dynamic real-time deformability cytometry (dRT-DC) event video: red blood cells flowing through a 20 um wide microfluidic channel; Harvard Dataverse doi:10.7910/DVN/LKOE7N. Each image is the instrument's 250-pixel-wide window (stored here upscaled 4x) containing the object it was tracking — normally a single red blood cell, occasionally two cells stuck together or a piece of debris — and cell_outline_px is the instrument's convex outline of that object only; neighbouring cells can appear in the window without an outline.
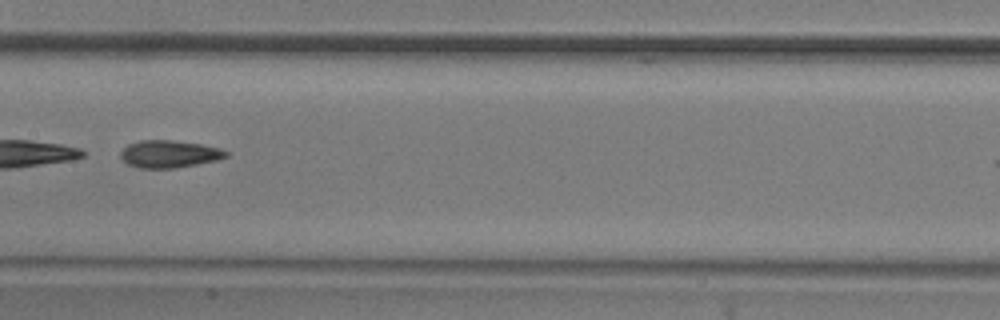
{"species": "common noctule bat (a hibernating species)", "species_latin": "Nyctalus noctula", "temperature_condition": "room temperature", "stored_images_in_passage": 13, "camera_frame_rate_fps": 3000, "um_per_image_px": 0.085, "animal": {"sex": "male", "body_mass_g": 20.5, "forearm_length_mm": 52.5}, "frame": {"image": 1, "passage_image": 7, "time_ms": 2.0, "image_size_px": [1000, 320], "cell_outline_px": [[228, 156], [216, 160], [196, 164], [172, 168], [140, 168], [128, 164], [120, 156], [120, 152], [128, 144], [140, 140], [172, 140], [200, 144], [220, 148], [228, 152]], "centroid_in_image_um": [14.37, 13.08], "position_along_channel_um": 193.0, "area_um2": 16.65}}